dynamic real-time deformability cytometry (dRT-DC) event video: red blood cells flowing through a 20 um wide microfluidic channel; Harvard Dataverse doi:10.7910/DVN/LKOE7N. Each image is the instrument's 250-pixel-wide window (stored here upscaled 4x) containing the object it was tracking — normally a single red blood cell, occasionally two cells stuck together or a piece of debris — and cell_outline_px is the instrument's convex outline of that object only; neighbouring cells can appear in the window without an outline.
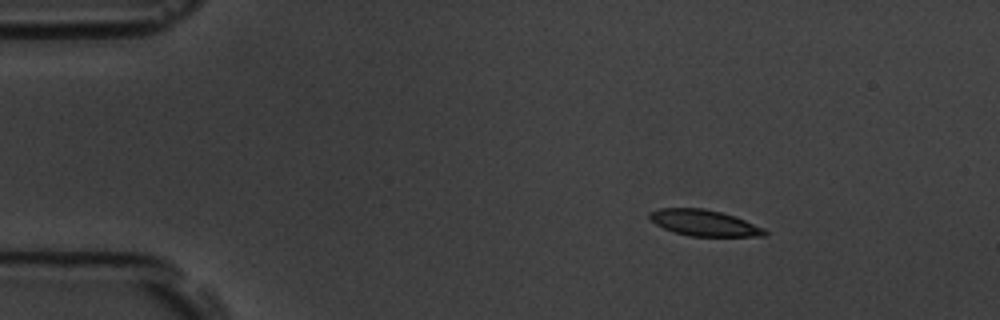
{"species": "common noctule bat (a hibernating species)", "species_latin": "Nyctalus noctula", "temperature_condition": "room temperature", "stored_images_in_passage": 4, "segment_of_instrument_passage": [1, 2], "camera_frame_rate_fps": 3000, "um_per_image_px": 0.085, "animal": {"sex": "male", "body_mass_g": 19.5, "forearm_length_mm": 54.6}, "frame": {"image": 1, "passage_image": 1, "time_ms": 0.0, "image_size_px": [1000, 320], "cell_outline_px": [[768, 236], [688, 236], [664, 228], [656, 224], [648, 216], [648, 212], [660, 208], [704, 208], [720, 212], [744, 220], [764, 228], [768, 232]], "centroid_in_image_um": [59.85, 18.95], "position_along_channel_um": 25.2, "area_um2": 17.34}}